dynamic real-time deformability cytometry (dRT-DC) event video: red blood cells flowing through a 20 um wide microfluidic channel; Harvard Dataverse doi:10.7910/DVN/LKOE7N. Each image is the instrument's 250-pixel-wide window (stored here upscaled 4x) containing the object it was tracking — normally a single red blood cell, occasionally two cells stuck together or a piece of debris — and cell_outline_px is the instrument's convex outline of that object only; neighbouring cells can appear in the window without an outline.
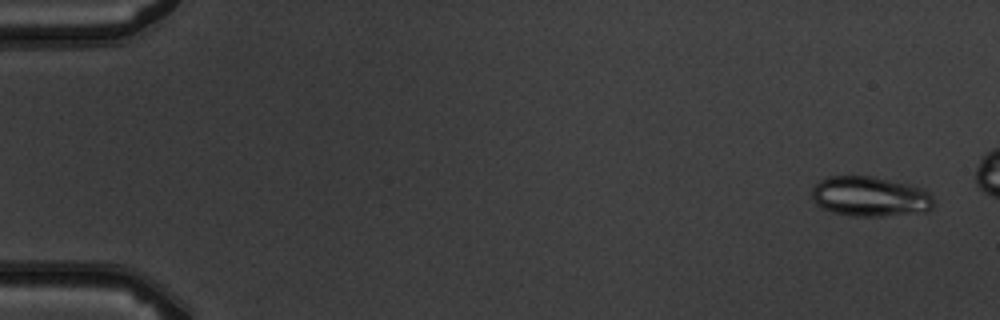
{"species": "common noctule bat (a hibernating species)", "species_latin": "Nyctalus noctula", "temperature_condition": "warm", "stored_images_in_passage": 6, "camera_frame_rate_fps": 3000, "um_per_image_px": 0.085, "animal": {"sex": "male", "body_mass_g": 19.5, "forearm_length_mm": 54.6}, "frame": {"image": 1, "passage_image": 1, "time_ms": 0.0, "image_size_px": [1000, 320], "cell_outline_px": [[932, 208], [928, 212], [880, 216], [852, 216], [832, 212], [820, 208], [816, 204], [812, 196], [812, 188], [820, 180], [828, 176], [872, 176], [908, 184], [924, 188], [932, 196]], "centroid_in_image_um": [73.95, 16.71], "position_along_channel_um": 11.1, "area_um2": 28.55}}